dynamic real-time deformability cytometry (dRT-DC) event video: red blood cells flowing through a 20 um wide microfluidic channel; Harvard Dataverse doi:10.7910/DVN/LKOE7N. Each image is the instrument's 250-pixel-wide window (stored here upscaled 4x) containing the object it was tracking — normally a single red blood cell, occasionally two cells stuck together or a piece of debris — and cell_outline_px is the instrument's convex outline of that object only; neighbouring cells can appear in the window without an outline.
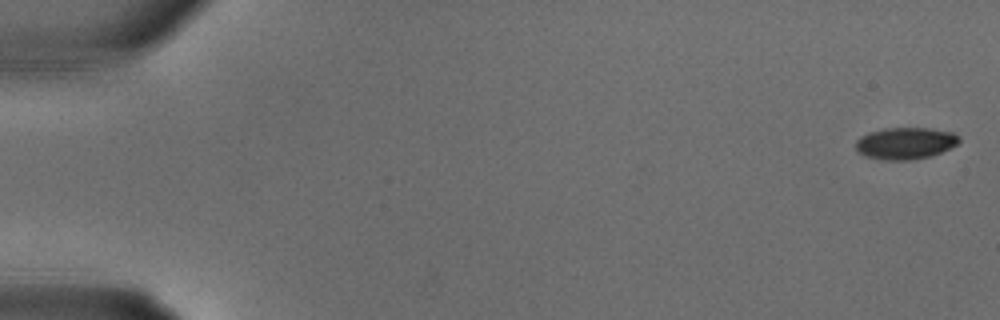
{"species": "common noctule bat (a hibernating species)", "species_latin": "Nyctalus noctula", "temperature_condition": "warm", "stored_images_in_passage": 9, "camera_frame_rate_fps": 3000, "um_per_image_px": 0.085, "animal": {"sex": "male", "body_mass_g": 18.8}, "frame": {"image": 1, "passage_image": 1, "time_ms": 0.0, "image_size_px": [1000, 320], "cell_outline_px": [[960, 140], [956, 144], [932, 156], [912, 160], [888, 160], [864, 156], [856, 152], [856, 140], [860, 136], [868, 132], [884, 128], [932, 128], [952, 132], [960, 136]], "centroid_in_image_um": [76.92, 12.17], "position_along_channel_um": 8.1, "area_um2": 19.31}}
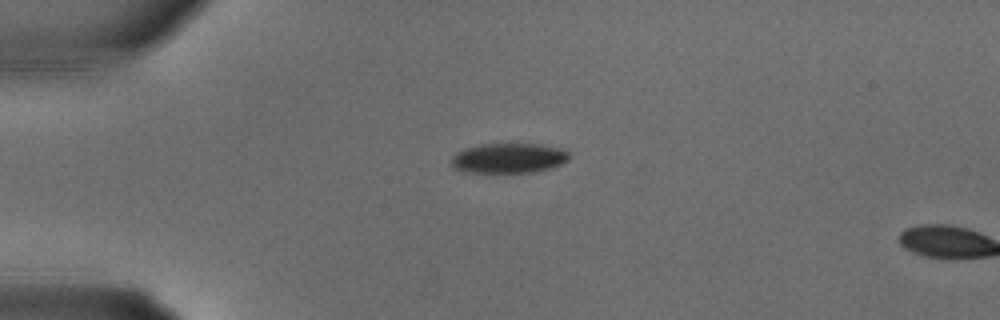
{"frame": {"image": 2, "passage_image": 8, "time_ms": 2.333, "image_size_px": [1000, 320], "cell_outline_px": [[568, 160], [552, 168], [532, 172], [464, 172], [456, 168], [452, 164], [452, 156], [456, 152], [464, 148], [480, 144], [540, 144], [560, 148], [568, 152]], "centroid_in_image_um": [43.22, 13.43], "position_along_channel_um": 41.8, "area_um2": 20.46}}